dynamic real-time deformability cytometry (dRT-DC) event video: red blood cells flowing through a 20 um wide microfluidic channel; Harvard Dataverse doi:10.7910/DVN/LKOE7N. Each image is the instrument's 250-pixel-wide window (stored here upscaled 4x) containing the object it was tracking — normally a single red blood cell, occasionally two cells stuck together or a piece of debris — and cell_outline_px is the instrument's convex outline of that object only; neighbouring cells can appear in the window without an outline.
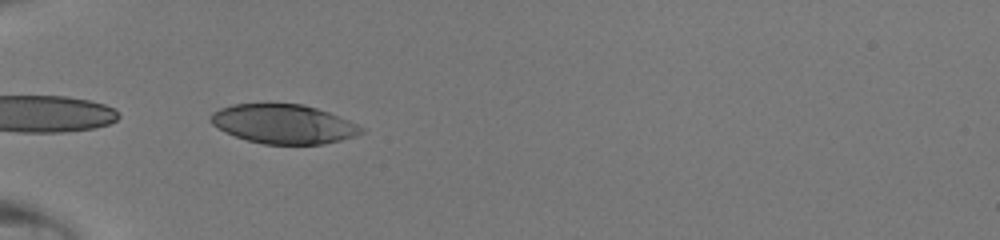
{"species": "human", "species_latin": "Homo sapiens", "temperature_condition": "room temperature", "stored_images_in_passage": 21, "camera_frame_rate_fps": 3000, "um_per_image_px": 0.085, "donor": {"sex": "male"}, "frame": {"image": 1, "passage_image": 1, "time_ms": 0.0, "image_size_px": [1000, 240], "cell_outline_px": [[364, 132], [356, 136], [324, 144], [264, 144], [248, 140], [236, 136], [212, 124], [208, 120], [212, 112], [220, 108], [232, 104], [304, 104], [328, 112], [348, 120], [364, 128]], "centroid_in_image_um": [24.11, 10.54], "position_along_channel_um": 60.9, "area_um2": 34.16}}
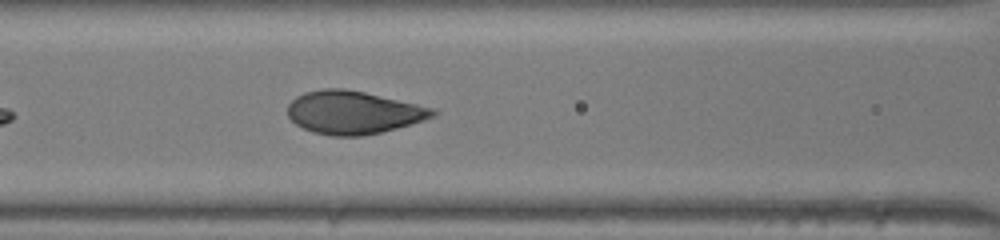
{"frame": {"image": 2, "passage_image": 7, "time_ms": 2.0, "image_size_px": [1000, 240], "cell_outline_px": [[440, 112], [436, 116], [396, 128], [380, 132], [360, 136], [332, 136], [312, 132], [296, 124], [288, 116], [288, 104], [296, 96], [304, 92], [324, 88], [344, 88], [364, 92], [436, 108]], "centroid_in_image_um": [30.04, 9.55], "position_along_channel_um": 136.6, "area_um2": 36.41}}
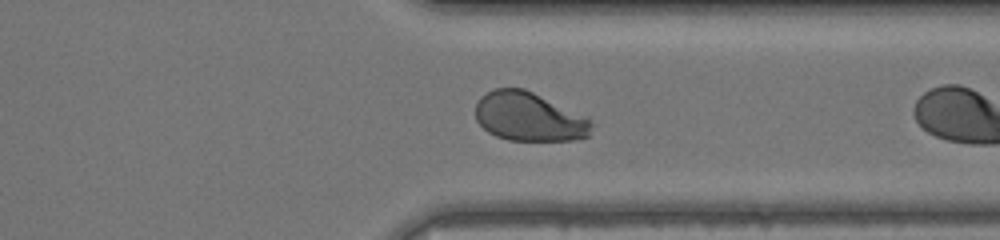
{"frame": {"image": 3, "passage_image": 20, "time_ms": 6.333, "image_size_px": [1000, 240], "cell_outline_px": [[596, 124], [588, 136], [572, 140], [508, 140], [496, 136], [488, 132], [476, 120], [476, 100], [480, 96], [492, 88], [524, 88], [588, 116]], "centroid_in_image_um": [45.0, 9.91], "position_along_channel_um": 366.4, "area_um2": 33.58}}